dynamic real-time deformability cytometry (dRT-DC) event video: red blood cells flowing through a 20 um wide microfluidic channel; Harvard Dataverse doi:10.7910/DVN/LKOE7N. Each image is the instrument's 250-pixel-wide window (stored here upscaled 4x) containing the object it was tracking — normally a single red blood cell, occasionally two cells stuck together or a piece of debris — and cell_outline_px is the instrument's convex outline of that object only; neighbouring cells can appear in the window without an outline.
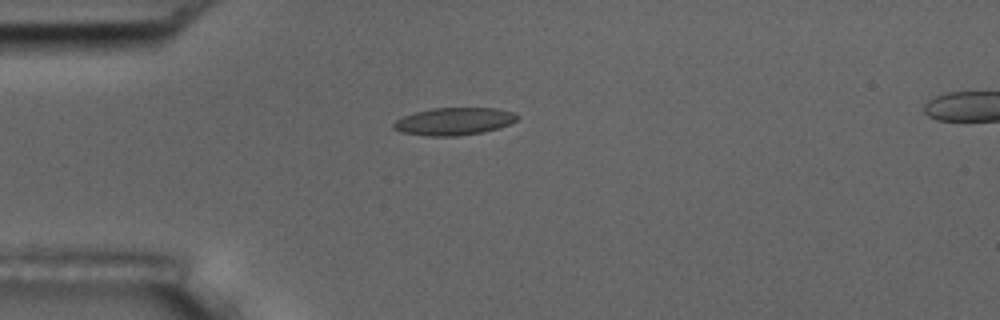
{"species": "common noctule bat (a hibernating species)", "species_latin": "Nyctalus noctula", "temperature_condition": "room temperature", "stored_images_in_passage": 7, "camera_frame_rate_fps": 3000, "um_per_image_px": 0.085, "animal": {"sex": "male", "body_mass_g": 17.5, "forearm_length_mm": 52.3}, "frame": {"image": 1, "passage_image": 2, "time_ms": 1.0, "image_size_px": [1000, 320], "cell_outline_px": [[520, 116], [516, 120], [500, 128], [484, 132], [460, 136], [424, 136], [400, 132], [392, 128], [392, 124], [396, 120], [404, 116], [416, 112], [432, 108], [496, 108], [512, 112]], "centroid_in_image_um": [38.58, 10.33], "position_along_channel_um": 46.4, "area_um2": 19.94}}
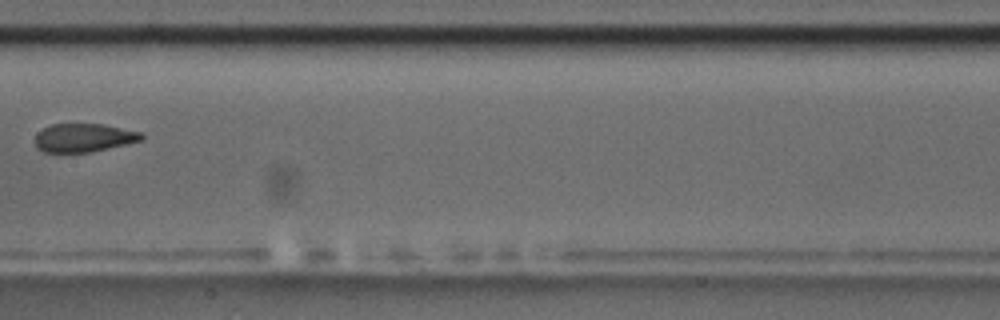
{"frame": {"image": 2, "passage_image": 6, "time_ms": 5.667, "image_size_px": [1000, 320], "cell_outline_px": [[144, 140], [92, 152], [44, 152], [36, 148], [36, 132], [52, 124], [104, 124], [144, 132]], "centroid_in_image_um": [7.17, 11.7], "position_along_channel_um": 200.2, "area_um2": 17.86}}
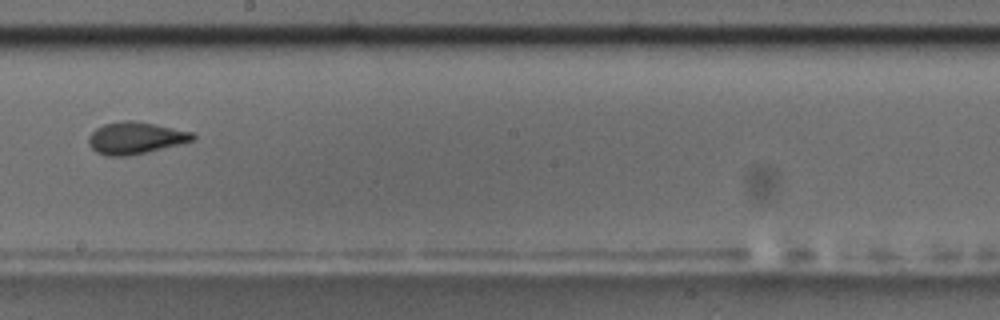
{"frame": {"image": 3, "passage_image": 7, "time_ms": 6.667, "image_size_px": [1000, 320], "cell_outline_px": [[196, 140], [180, 144], [128, 156], [104, 156], [96, 152], [88, 144], [88, 136], [96, 128], [104, 124], [124, 120], [132, 120], [156, 124], [192, 132], [196, 136]], "centroid_in_image_um": [11.5, 11.73], "position_along_channel_um": 236.7, "area_um2": 19.48}}